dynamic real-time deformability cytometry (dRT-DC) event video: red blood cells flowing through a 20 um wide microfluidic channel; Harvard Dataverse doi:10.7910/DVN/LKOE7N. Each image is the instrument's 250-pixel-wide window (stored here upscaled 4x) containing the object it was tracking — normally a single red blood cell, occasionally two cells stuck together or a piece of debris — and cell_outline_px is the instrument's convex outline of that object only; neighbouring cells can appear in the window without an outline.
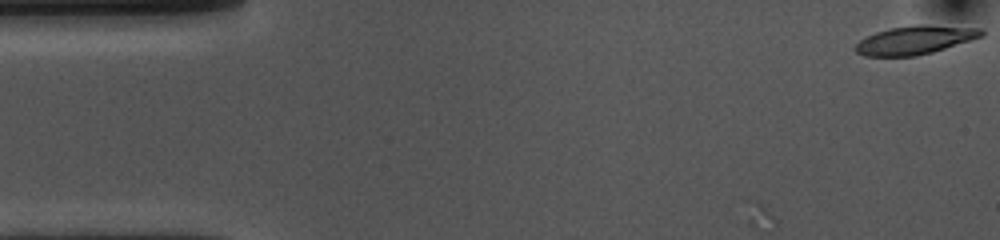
{"species": "common noctule bat (a hibernating species)", "species_latin": "Nyctalus noctula", "temperature_condition": "cold", "stored_images_in_passage": 4, "camera_frame_rate_fps": 3000, "um_per_image_px": 0.085, "animal": {"sex": "female", "body_mass_g": 10.0, "forearm_length_mm": 53.1}, "frame": {"image": 1, "passage_image": 1, "time_ms": 0.0, "image_size_px": [1000, 240], "cell_outline_px": [[984, 36], [932, 52], [916, 56], [864, 56], [856, 52], [852, 48], [860, 40], [876, 32], [892, 28], [916, 24], [924, 24], [980, 28], [984, 32]], "centroid_in_image_um": [77.77, 3.4], "position_along_channel_um": 7.2, "area_um2": 20.92}}